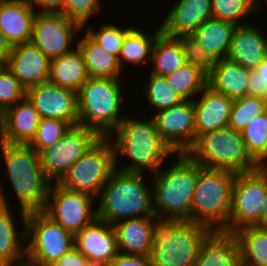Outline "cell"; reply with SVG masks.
<instances>
[{
    "mask_svg": "<svg viewBox=\"0 0 267 266\" xmlns=\"http://www.w3.org/2000/svg\"><path fill=\"white\" fill-rule=\"evenodd\" d=\"M109 138L114 146L116 169L123 172L144 173L147 169L153 175L174 153L161 138L153 116L143 120L125 116ZM120 155L130 161L118 168Z\"/></svg>",
    "mask_w": 267,
    "mask_h": 266,
    "instance_id": "1",
    "label": "cell"
},
{
    "mask_svg": "<svg viewBox=\"0 0 267 266\" xmlns=\"http://www.w3.org/2000/svg\"><path fill=\"white\" fill-rule=\"evenodd\" d=\"M144 177V173L115 169L96 198L97 218L114 225L126 219L154 217L152 185L146 184Z\"/></svg>",
    "mask_w": 267,
    "mask_h": 266,
    "instance_id": "2",
    "label": "cell"
},
{
    "mask_svg": "<svg viewBox=\"0 0 267 266\" xmlns=\"http://www.w3.org/2000/svg\"><path fill=\"white\" fill-rule=\"evenodd\" d=\"M212 231L201 223L154 216L152 266H194L203 241Z\"/></svg>",
    "mask_w": 267,
    "mask_h": 266,
    "instance_id": "3",
    "label": "cell"
},
{
    "mask_svg": "<svg viewBox=\"0 0 267 266\" xmlns=\"http://www.w3.org/2000/svg\"><path fill=\"white\" fill-rule=\"evenodd\" d=\"M166 170L158 169L151 182L154 215L191 221V205L198 179V163L187 153H178Z\"/></svg>",
    "mask_w": 267,
    "mask_h": 266,
    "instance_id": "4",
    "label": "cell"
},
{
    "mask_svg": "<svg viewBox=\"0 0 267 266\" xmlns=\"http://www.w3.org/2000/svg\"><path fill=\"white\" fill-rule=\"evenodd\" d=\"M0 151L20 209L26 212L43 211L52 182L45 175L39 153L30 145L2 141Z\"/></svg>",
    "mask_w": 267,
    "mask_h": 266,
    "instance_id": "5",
    "label": "cell"
},
{
    "mask_svg": "<svg viewBox=\"0 0 267 266\" xmlns=\"http://www.w3.org/2000/svg\"><path fill=\"white\" fill-rule=\"evenodd\" d=\"M121 79L89 78L77 92L79 125L109 137L124 119Z\"/></svg>",
    "mask_w": 267,
    "mask_h": 266,
    "instance_id": "6",
    "label": "cell"
},
{
    "mask_svg": "<svg viewBox=\"0 0 267 266\" xmlns=\"http://www.w3.org/2000/svg\"><path fill=\"white\" fill-rule=\"evenodd\" d=\"M236 174L227 170L202 167L191 205V222L223 230L231 211L232 187Z\"/></svg>",
    "mask_w": 267,
    "mask_h": 266,
    "instance_id": "7",
    "label": "cell"
},
{
    "mask_svg": "<svg viewBox=\"0 0 267 266\" xmlns=\"http://www.w3.org/2000/svg\"><path fill=\"white\" fill-rule=\"evenodd\" d=\"M187 154L202 167L235 174L260 167L249 154L241 131L229 126L200 135Z\"/></svg>",
    "mask_w": 267,
    "mask_h": 266,
    "instance_id": "8",
    "label": "cell"
},
{
    "mask_svg": "<svg viewBox=\"0 0 267 266\" xmlns=\"http://www.w3.org/2000/svg\"><path fill=\"white\" fill-rule=\"evenodd\" d=\"M25 233L26 262L32 266H51L75 248V235L43 211L27 212Z\"/></svg>",
    "mask_w": 267,
    "mask_h": 266,
    "instance_id": "9",
    "label": "cell"
},
{
    "mask_svg": "<svg viewBox=\"0 0 267 266\" xmlns=\"http://www.w3.org/2000/svg\"><path fill=\"white\" fill-rule=\"evenodd\" d=\"M115 169L112 140L100 137L57 183L66 189L97 198Z\"/></svg>",
    "mask_w": 267,
    "mask_h": 266,
    "instance_id": "10",
    "label": "cell"
},
{
    "mask_svg": "<svg viewBox=\"0 0 267 266\" xmlns=\"http://www.w3.org/2000/svg\"><path fill=\"white\" fill-rule=\"evenodd\" d=\"M266 194V166L256 170L236 174L231 199V211L227 226L222 230L234 233L247 226H256Z\"/></svg>",
    "mask_w": 267,
    "mask_h": 266,
    "instance_id": "11",
    "label": "cell"
},
{
    "mask_svg": "<svg viewBox=\"0 0 267 266\" xmlns=\"http://www.w3.org/2000/svg\"><path fill=\"white\" fill-rule=\"evenodd\" d=\"M96 200L90 194L66 189L55 182L50 186L43 212L76 235L97 218V209L93 206Z\"/></svg>",
    "mask_w": 267,
    "mask_h": 266,
    "instance_id": "12",
    "label": "cell"
},
{
    "mask_svg": "<svg viewBox=\"0 0 267 266\" xmlns=\"http://www.w3.org/2000/svg\"><path fill=\"white\" fill-rule=\"evenodd\" d=\"M101 136L90 128L73 126L53 146L39 153L46 177L58 182Z\"/></svg>",
    "mask_w": 267,
    "mask_h": 266,
    "instance_id": "13",
    "label": "cell"
},
{
    "mask_svg": "<svg viewBox=\"0 0 267 266\" xmlns=\"http://www.w3.org/2000/svg\"><path fill=\"white\" fill-rule=\"evenodd\" d=\"M82 28L62 13H37L30 42L50 60L72 51Z\"/></svg>",
    "mask_w": 267,
    "mask_h": 266,
    "instance_id": "14",
    "label": "cell"
},
{
    "mask_svg": "<svg viewBox=\"0 0 267 266\" xmlns=\"http://www.w3.org/2000/svg\"><path fill=\"white\" fill-rule=\"evenodd\" d=\"M153 118L161 138L174 154L187 153L196 142L193 100L161 110Z\"/></svg>",
    "mask_w": 267,
    "mask_h": 266,
    "instance_id": "15",
    "label": "cell"
},
{
    "mask_svg": "<svg viewBox=\"0 0 267 266\" xmlns=\"http://www.w3.org/2000/svg\"><path fill=\"white\" fill-rule=\"evenodd\" d=\"M25 97L40 118L60 119L72 127L79 125L77 92L46 82L26 89Z\"/></svg>",
    "mask_w": 267,
    "mask_h": 266,
    "instance_id": "16",
    "label": "cell"
},
{
    "mask_svg": "<svg viewBox=\"0 0 267 266\" xmlns=\"http://www.w3.org/2000/svg\"><path fill=\"white\" fill-rule=\"evenodd\" d=\"M75 248L92 266H109L119 253L113 226L98 218L75 235Z\"/></svg>",
    "mask_w": 267,
    "mask_h": 266,
    "instance_id": "17",
    "label": "cell"
},
{
    "mask_svg": "<svg viewBox=\"0 0 267 266\" xmlns=\"http://www.w3.org/2000/svg\"><path fill=\"white\" fill-rule=\"evenodd\" d=\"M51 60L31 42L14 45L4 64L26 90L49 80Z\"/></svg>",
    "mask_w": 267,
    "mask_h": 266,
    "instance_id": "18",
    "label": "cell"
},
{
    "mask_svg": "<svg viewBox=\"0 0 267 266\" xmlns=\"http://www.w3.org/2000/svg\"><path fill=\"white\" fill-rule=\"evenodd\" d=\"M0 183V266L19 265L26 262L25 221L27 212L19 209L23 230L18 233L11 205ZM10 205V206H9Z\"/></svg>",
    "mask_w": 267,
    "mask_h": 266,
    "instance_id": "19",
    "label": "cell"
},
{
    "mask_svg": "<svg viewBox=\"0 0 267 266\" xmlns=\"http://www.w3.org/2000/svg\"><path fill=\"white\" fill-rule=\"evenodd\" d=\"M160 25L169 37L191 36L206 20L213 17L211 0H178Z\"/></svg>",
    "mask_w": 267,
    "mask_h": 266,
    "instance_id": "20",
    "label": "cell"
},
{
    "mask_svg": "<svg viewBox=\"0 0 267 266\" xmlns=\"http://www.w3.org/2000/svg\"><path fill=\"white\" fill-rule=\"evenodd\" d=\"M40 115L26 97L0 115V141L29 145L39 126Z\"/></svg>",
    "mask_w": 267,
    "mask_h": 266,
    "instance_id": "21",
    "label": "cell"
},
{
    "mask_svg": "<svg viewBox=\"0 0 267 266\" xmlns=\"http://www.w3.org/2000/svg\"><path fill=\"white\" fill-rule=\"evenodd\" d=\"M267 58V38L254 24L235 27L227 59L255 70Z\"/></svg>",
    "mask_w": 267,
    "mask_h": 266,
    "instance_id": "22",
    "label": "cell"
},
{
    "mask_svg": "<svg viewBox=\"0 0 267 266\" xmlns=\"http://www.w3.org/2000/svg\"><path fill=\"white\" fill-rule=\"evenodd\" d=\"M201 94V96H200ZM194 99L196 139L228 126L233 99L208 86Z\"/></svg>",
    "mask_w": 267,
    "mask_h": 266,
    "instance_id": "23",
    "label": "cell"
},
{
    "mask_svg": "<svg viewBox=\"0 0 267 266\" xmlns=\"http://www.w3.org/2000/svg\"><path fill=\"white\" fill-rule=\"evenodd\" d=\"M36 14L27 0H0V31L12 46L30 42Z\"/></svg>",
    "mask_w": 267,
    "mask_h": 266,
    "instance_id": "24",
    "label": "cell"
},
{
    "mask_svg": "<svg viewBox=\"0 0 267 266\" xmlns=\"http://www.w3.org/2000/svg\"><path fill=\"white\" fill-rule=\"evenodd\" d=\"M194 266H242L235 234L213 230L203 241Z\"/></svg>",
    "mask_w": 267,
    "mask_h": 266,
    "instance_id": "25",
    "label": "cell"
},
{
    "mask_svg": "<svg viewBox=\"0 0 267 266\" xmlns=\"http://www.w3.org/2000/svg\"><path fill=\"white\" fill-rule=\"evenodd\" d=\"M154 217L126 219L113 226L118 250L127 254L149 255L153 248L152 225Z\"/></svg>",
    "mask_w": 267,
    "mask_h": 266,
    "instance_id": "26",
    "label": "cell"
},
{
    "mask_svg": "<svg viewBox=\"0 0 267 266\" xmlns=\"http://www.w3.org/2000/svg\"><path fill=\"white\" fill-rule=\"evenodd\" d=\"M250 70L227 58L218 60L208 75L207 86L233 100L247 96Z\"/></svg>",
    "mask_w": 267,
    "mask_h": 266,
    "instance_id": "27",
    "label": "cell"
},
{
    "mask_svg": "<svg viewBox=\"0 0 267 266\" xmlns=\"http://www.w3.org/2000/svg\"><path fill=\"white\" fill-rule=\"evenodd\" d=\"M86 66L77 47L50 62L48 82L78 92L88 81Z\"/></svg>",
    "mask_w": 267,
    "mask_h": 266,
    "instance_id": "28",
    "label": "cell"
},
{
    "mask_svg": "<svg viewBox=\"0 0 267 266\" xmlns=\"http://www.w3.org/2000/svg\"><path fill=\"white\" fill-rule=\"evenodd\" d=\"M83 58L88 75L91 78L121 79L122 70L118 58L108 53L96 43L86 32L75 45Z\"/></svg>",
    "mask_w": 267,
    "mask_h": 266,
    "instance_id": "29",
    "label": "cell"
},
{
    "mask_svg": "<svg viewBox=\"0 0 267 266\" xmlns=\"http://www.w3.org/2000/svg\"><path fill=\"white\" fill-rule=\"evenodd\" d=\"M235 27L233 23L211 17L191 36L218 61L227 58Z\"/></svg>",
    "mask_w": 267,
    "mask_h": 266,
    "instance_id": "30",
    "label": "cell"
},
{
    "mask_svg": "<svg viewBox=\"0 0 267 266\" xmlns=\"http://www.w3.org/2000/svg\"><path fill=\"white\" fill-rule=\"evenodd\" d=\"M149 73L165 77L186 64V57L180 38L166 36L162 31L155 40Z\"/></svg>",
    "mask_w": 267,
    "mask_h": 266,
    "instance_id": "31",
    "label": "cell"
},
{
    "mask_svg": "<svg viewBox=\"0 0 267 266\" xmlns=\"http://www.w3.org/2000/svg\"><path fill=\"white\" fill-rule=\"evenodd\" d=\"M160 32L161 26L152 34L134 26L123 40V46L118 58L120 68L122 69L123 65L129 62L140 67L144 64H150L153 46Z\"/></svg>",
    "mask_w": 267,
    "mask_h": 266,
    "instance_id": "32",
    "label": "cell"
},
{
    "mask_svg": "<svg viewBox=\"0 0 267 266\" xmlns=\"http://www.w3.org/2000/svg\"><path fill=\"white\" fill-rule=\"evenodd\" d=\"M242 266H267V227L247 226L234 232Z\"/></svg>",
    "mask_w": 267,
    "mask_h": 266,
    "instance_id": "33",
    "label": "cell"
},
{
    "mask_svg": "<svg viewBox=\"0 0 267 266\" xmlns=\"http://www.w3.org/2000/svg\"><path fill=\"white\" fill-rule=\"evenodd\" d=\"M207 78L200 69L188 63L165 76L168 85L184 100H194L207 87Z\"/></svg>",
    "mask_w": 267,
    "mask_h": 266,
    "instance_id": "34",
    "label": "cell"
},
{
    "mask_svg": "<svg viewBox=\"0 0 267 266\" xmlns=\"http://www.w3.org/2000/svg\"><path fill=\"white\" fill-rule=\"evenodd\" d=\"M241 135L251 157L260 166H267V110L253 118Z\"/></svg>",
    "mask_w": 267,
    "mask_h": 266,
    "instance_id": "35",
    "label": "cell"
},
{
    "mask_svg": "<svg viewBox=\"0 0 267 266\" xmlns=\"http://www.w3.org/2000/svg\"><path fill=\"white\" fill-rule=\"evenodd\" d=\"M148 81L144 84L145 98L147 100L148 109L152 108L155 113L171 108L173 106L181 104L184 99L178 95L172 88L168 85L165 77L156 76L149 74ZM150 106V107H149Z\"/></svg>",
    "mask_w": 267,
    "mask_h": 266,
    "instance_id": "36",
    "label": "cell"
},
{
    "mask_svg": "<svg viewBox=\"0 0 267 266\" xmlns=\"http://www.w3.org/2000/svg\"><path fill=\"white\" fill-rule=\"evenodd\" d=\"M261 0H211L212 15L233 23L235 26L247 24L240 21L249 14H255L261 7Z\"/></svg>",
    "mask_w": 267,
    "mask_h": 266,
    "instance_id": "37",
    "label": "cell"
},
{
    "mask_svg": "<svg viewBox=\"0 0 267 266\" xmlns=\"http://www.w3.org/2000/svg\"><path fill=\"white\" fill-rule=\"evenodd\" d=\"M267 110V101L254 96H244L233 101L228 126L242 131L257 115Z\"/></svg>",
    "mask_w": 267,
    "mask_h": 266,
    "instance_id": "38",
    "label": "cell"
},
{
    "mask_svg": "<svg viewBox=\"0 0 267 266\" xmlns=\"http://www.w3.org/2000/svg\"><path fill=\"white\" fill-rule=\"evenodd\" d=\"M134 26H127L125 28L119 27V25L115 24H103L98 30H93V28L89 27L85 32L101 47H103L108 53L119 58L121 48L123 46V40L126 34L133 28Z\"/></svg>",
    "mask_w": 267,
    "mask_h": 266,
    "instance_id": "39",
    "label": "cell"
},
{
    "mask_svg": "<svg viewBox=\"0 0 267 266\" xmlns=\"http://www.w3.org/2000/svg\"><path fill=\"white\" fill-rule=\"evenodd\" d=\"M72 126L60 119L41 118L34 139L29 144L40 153L57 143Z\"/></svg>",
    "mask_w": 267,
    "mask_h": 266,
    "instance_id": "40",
    "label": "cell"
},
{
    "mask_svg": "<svg viewBox=\"0 0 267 266\" xmlns=\"http://www.w3.org/2000/svg\"><path fill=\"white\" fill-rule=\"evenodd\" d=\"M26 90L3 64L0 68V115L25 97Z\"/></svg>",
    "mask_w": 267,
    "mask_h": 266,
    "instance_id": "41",
    "label": "cell"
},
{
    "mask_svg": "<svg viewBox=\"0 0 267 266\" xmlns=\"http://www.w3.org/2000/svg\"><path fill=\"white\" fill-rule=\"evenodd\" d=\"M186 63L197 67L207 76L212 72L217 60L192 36L180 37Z\"/></svg>",
    "mask_w": 267,
    "mask_h": 266,
    "instance_id": "42",
    "label": "cell"
},
{
    "mask_svg": "<svg viewBox=\"0 0 267 266\" xmlns=\"http://www.w3.org/2000/svg\"><path fill=\"white\" fill-rule=\"evenodd\" d=\"M101 0H65L61 12L82 29L86 22L101 10Z\"/></svg>",
    "mask_w": 267,
    "mask_h": 266,
    "instance_id": "43",
    "label": "cell"
},
{
    "mask_svg": "<svg viewBox=\"0 0 267 266\" xmlns=\"http://www.w3.org/2000/svg\"><path fill=\"white\" fill-rule=\"evenodd\" d=\"M109 266H152V261L149 255L127 254L119 251Z\"/></svg>",
    "mask_w": 267,
    "mask_h": 266,
    "instance_id": "44",
    "label": "cell"
},
{
    "mask_svg": "<svg viewBox=\"0 0 267 266\" xmlns=\"http://www.w3.org/2000/svg\"><path fill=\"white\" fill-rule=\"evenodd\" d=\"M247 95L267 101V80L257 76V72L255 70L250 71Z\"/></svg>",
    "mask_w": 267,
    "mask_h": 266,
    "instance_id": "45",
    "label": "cell"
},
{
    "mask_svg": "<svg viewBox=\"0 0 267 266\" xmlns=\"http://www.w3.org/2000/svg\"><path fill=\"white\" fill-rule=\"evenodd\" d=\"M51 266H92L89 260L76 248L63 254Z\"/></svg>",
    "mask_w": 267,
    "mask_h": 266,
    "instance_id": "46",
    "label": "cell"
},
{
    "mask_svg": "<svg viewBox=\"0 0 267 266\" xmlns=\"http://www.w3.org/2000/svg\"><path fill=\"white\" fill-rule=\"evenodd\" d=\"M27 1L29 5L37 13H61L64 8L65 0H27Z\"/></svg>",
    "mask_w": 267,
    "mask_h": 266,
    "instance_id": "47",
    "label": "cell"
},
{
    "mask_svg": "<svg viewBox=\"0 0 267 266\" xmlns=\"http://www.w3.org/2000/svg\"><path fill=\"white\" fill-rule=\"evenodd\" d=\"M13 46L6 39V36L0 31V62L5 64L11 54Z\"/></svg>",
    "mask_w": 267,
    "mask_h": 266,
    "instance_id": "48",
    "label": "cell"
},
{
    "mask_svg": "<svg viewBox=\"0 0 267 266\" xmlns=\"http://www.w3.org/2000/svg\"><path fill=\"white\" fill-rule=\"evenodd\" d=\"M256 226L267 227V166H266V194L264 198V205L261 212L260 222Z\"/></svg>",
    "mask_w": 267,
    "mask_h": 266,
    "instance_id": "49",
    "label": "cell"
},
{
    "mask_svg": "<svg viewBox=\"0 0 267 266\" xmlns=\"http://www.w3.org/2000/svg\"><path fill=\"white\" fill-rule=\"evenodd\" d=\"M257 76L267 80V58L255 69Z\"/></svg>",
    "mask_w": 267,
    "mask_h": 266,
    "instance_id": "50",
    "label": "cell"
},
{
    "mask_svg": "<svg viewBox=\"0 0 267 266\" xmlns=\"http://www.w3.org/2000/svg\"><path fill=\"white\" fill-rule=\"evenodd\" d=\"M11 266H32L30 264H28L27 262L19 264V265H11Z\"/></svg>",
    "mask_w": 267,
    "mask_h": 266,
    "instance_id": "51",
    "label": "cell"
}]
</instances>
